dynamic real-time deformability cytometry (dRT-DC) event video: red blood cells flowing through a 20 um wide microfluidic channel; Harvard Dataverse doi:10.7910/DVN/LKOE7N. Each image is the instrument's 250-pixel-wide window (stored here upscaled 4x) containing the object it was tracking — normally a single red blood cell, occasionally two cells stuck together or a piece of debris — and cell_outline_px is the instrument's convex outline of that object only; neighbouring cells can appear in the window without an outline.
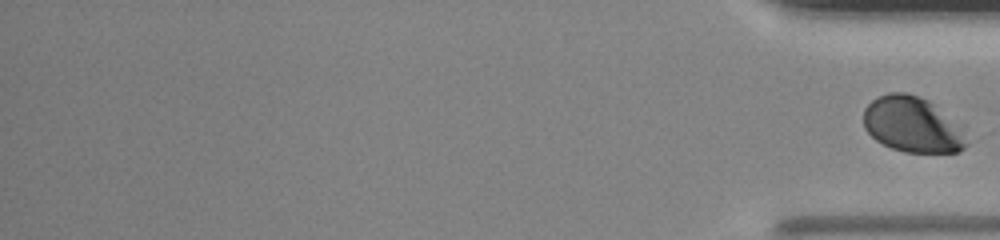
{"species": "human", "species_latin": "Homo sapiens", "temperature_condition": "room temperature", "stored_images_in_passage": 48, "segment_of_instrument_passage": [2, 2], "camera_frame_rate_fps": 3000, "um_per_image_px": 0.085, "donor": {"sex": "male"}, "frame": {"image": 1, "passage_image": 48, "time_ms": 15.667, "image_size_px": [1000, 240], "cell_outline_px": [[972, 140], [960, 152], [904, 152], [892, 148], [876, 140], [864, 128], [864, 108], [876, 96], [888, 92], [904, 92], [920, 96], [928, 100]], "centroid_in_image_um": [77.52, 10.6], "position_along_channel_um": 357.7, "area_um2": 33.12}}